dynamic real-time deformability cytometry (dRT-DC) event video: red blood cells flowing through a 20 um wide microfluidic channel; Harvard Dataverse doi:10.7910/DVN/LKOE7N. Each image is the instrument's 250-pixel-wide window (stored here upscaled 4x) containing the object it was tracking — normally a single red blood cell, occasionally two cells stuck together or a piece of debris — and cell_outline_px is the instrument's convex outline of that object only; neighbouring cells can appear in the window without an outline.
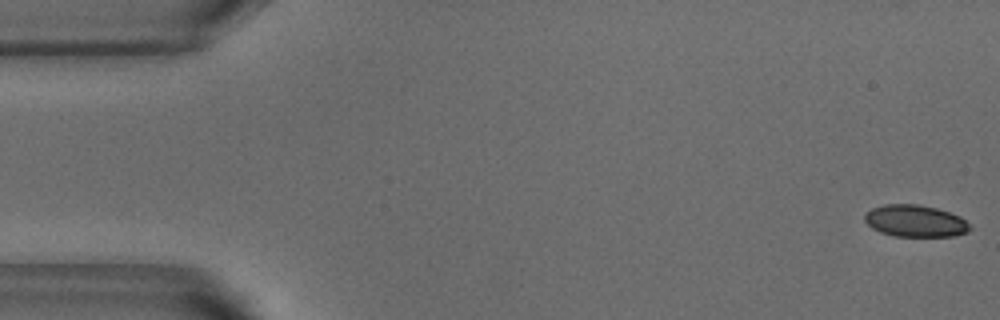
{"species": "common noctule bat (a hibernating species)", "species_latin": "Nyctalus noctula", "temperature_condition": "warm", "stored_images_in_passage": 51, "camera_frame_rate_fps": 3000, "um_per_image_px": 0.085, "animal": {"sex": "male", "body_mass_g": 18.8}, "frame": {"image": 1, "passage_image": 1, "time_ms": 0.0, "image_size_px": [1000, 320], "cell_outline_px": [[972, 228], [968, 232], [956, 236], [892, 236], [880, 232], [872, 228], [864, 220], [864, 216], [872, 208], [884, 204], [916, 204], [936, 208], [960, 216]], "centroid_in_image_um": [77.79, 18.79], "position_along_channel_um": 7.2, "area_um2": 19.54}}
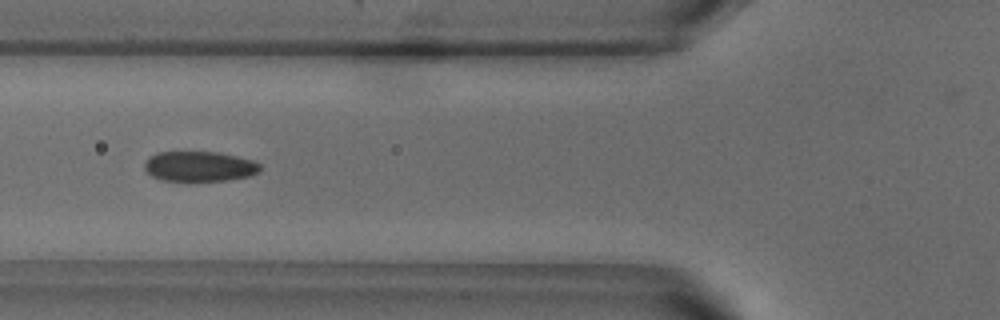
{"frame": {"image": 2, "passage_image": 19, "time_ms": 6.0, "image_size_px": [1000, 320], "cell_outline_px": [[260, 172], [248, 176], [228, 180], [160, 180], [152, 176], [144, 168], [144, 160], [148, 156], [156, 152], [220, 152], [252, 160], [260, 164]], "centroid_in_image_um": [16.92, 14.13], "position_along_channel_um": 108.9, "area_um2": 20.29}}
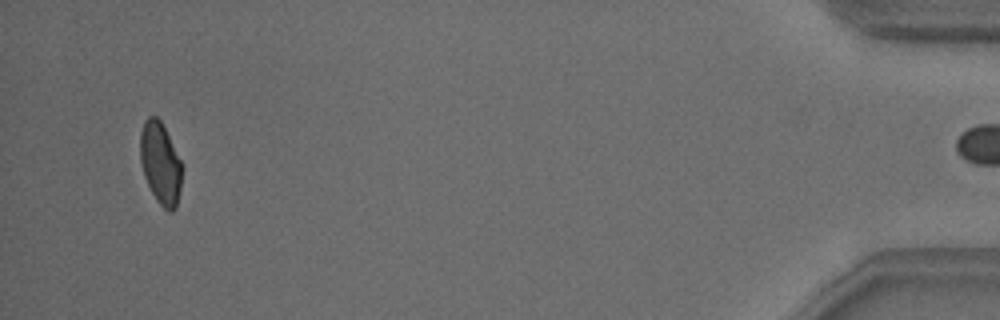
{"frame": {"image": 3, "passage_image": 50, "time_ms": 16.333, "image_size_px": [1000, 320], "cell_outline_px": [[184, 168], [176, 208], [172, 212], [168, 212], [156, 200], [144, 176], [140, 160], [140, 132], [144, 120], [148, 116], [156, 116], [160, 120], [184, 164]], "centroid_in_image_um": [13.66, 13.87], "position_along_channel_um": 421.5, "area_um2": 20.29}, "authors_computed_cell_mechanics": {"area_um2": 21.1548, "velocity_mm_per_s": 3.8379, "shape_relaxation_time_tau1_ms": 5.5418, "shape_relaxation_time_tau2_ms": 1.1998, "deformation_change_tau1": 0.1153, "deformation_change_tau2": 0.0627}}